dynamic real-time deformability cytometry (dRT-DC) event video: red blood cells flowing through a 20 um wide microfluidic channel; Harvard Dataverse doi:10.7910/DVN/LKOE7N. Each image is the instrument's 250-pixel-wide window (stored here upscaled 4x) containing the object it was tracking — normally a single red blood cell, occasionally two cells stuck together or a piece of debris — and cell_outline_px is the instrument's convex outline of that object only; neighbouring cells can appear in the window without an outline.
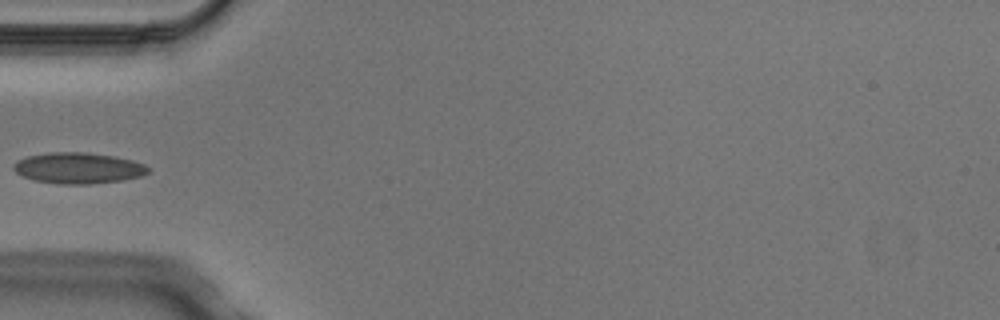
{"species": "Egyptian fruit bat (a non-hibernating species)", "species_latin": "Rousettus aegyptiacus", "temperature_condition": "cold", "stored_images_in_passage": 6, "camera_frame_rate_fps": 3000, "um_per_image_px": 0.085, "animal": {"sex": "male"}, "frame": {"image": 1, "passage_image": 6, "time_ms": 1.667, "image_size_px": [1000, 320], "cell_outline_px": [[152, 172], [140, 176], [120, 180], [88, 184], [60, 184], [36, 180], [24, 176], [16, 172], [12, 168], [16, 160], [28, 156], [52, 152], [88, 152], [112, 156], [132, 160], [144, 164], [152, 168]], "centroid_in_image_um": [6.68, 14.28], "position_along_channel_um": 78.3, "area_um2": 24.22}}